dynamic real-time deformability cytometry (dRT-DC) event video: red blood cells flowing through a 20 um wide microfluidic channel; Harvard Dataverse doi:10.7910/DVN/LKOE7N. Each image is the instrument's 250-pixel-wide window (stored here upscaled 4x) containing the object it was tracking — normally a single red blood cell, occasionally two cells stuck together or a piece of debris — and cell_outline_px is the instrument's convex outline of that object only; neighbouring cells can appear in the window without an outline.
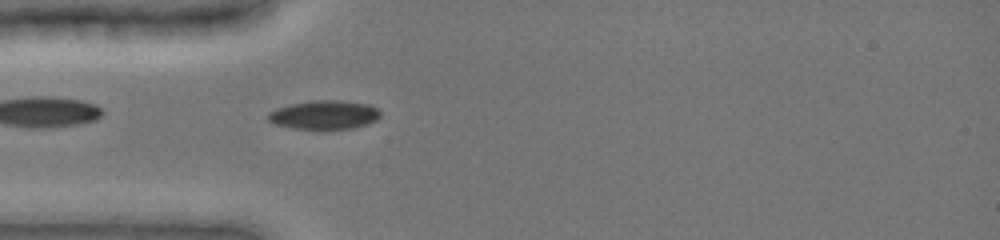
{"species": "common noctule bat (a hibernating species)", "species_latin": "Nyctalus noctula", "temperature_condition": "cold", "stored_images_in_passage": 38, "camera_frame_rate_fps": 3000, "um_per_image_px": 0.085, "animal": {"sex": "female", "body_mass_g": 19.0, "forearm_length_mm": 51.5}, "frame": {"image": 1, "passage_image": 4, "time_ms": 1.0, "image_size_px": [1000, 240], "cell_outline_px": [[380, 116], [376, 120], [368, 124], [352, 128], [328, 132], [320, 132], [292, 128], [276, 124], [268, 120], [264, 116], [268, 112], [276, 108], [292, 104], [312, 100], [340, 100], [368, 104], [376, 108], [380, 112]], "centroid_in_image_um": [27.53, 9.81], "position_along_channel_um": 57.5, "area_um2": 19.71}}
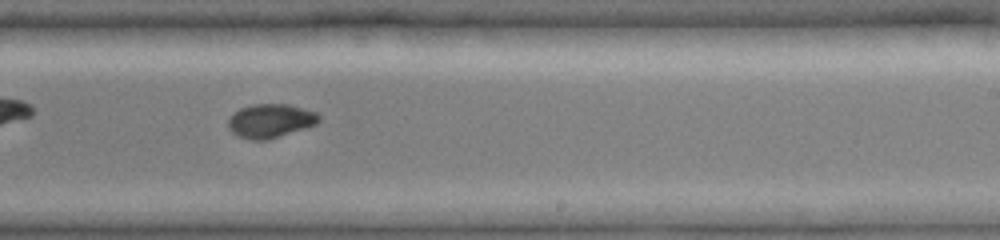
{"frame": {"image": 2, "passage_image": 20, "time_ms": 6.333, "image_size_px": [1000, 240], "cell_outline_px": [[320, 120], [316, 124], [268, 140], [252, 140], [240, 136], [232, 132], [228, 128], [228, 120], [240, 108], [252, 104], [288, 104], [316, 112], [320, 116]], "centroid_in_image_um": [22.99, 10.27], "position_along_channel_um": 266.0, "area_um2": 17.69}}
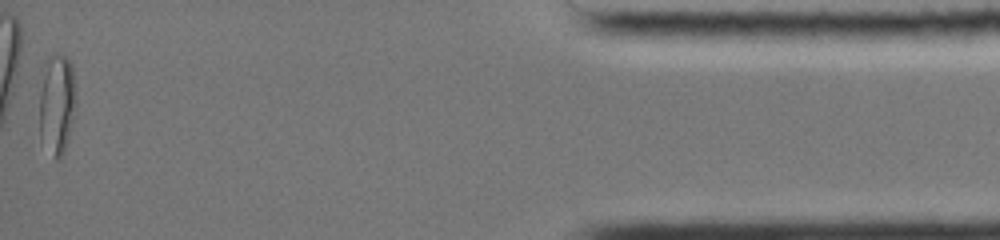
{"frame": {"image": 3, "passage_image": 38, "time_ms": 12.333, "image_size_px": [1000, 240], "cell_outline_px": [[76, 108], [68, 140], [64, 152], [60, 160], [56, 160], [40, 140], [40, 68], [44, 60], [52, 52], [56, 52], [64, 56], [72, 64], [76, 96]], "centroid_in_image_um": [4.82, 8.77], "position_along_channel_um": 430.4, "area_um2": 22.37}, "authors_computed_cell_mechanics": {"area_um2": 18.3515, "velocity_mm_per_s": 3.9456, "shape_relaxation_time_tau1_ms": null, "shape_relaxation_time_tau2_ms": 1.1836, "deformation_change_tau1": null, "deformation_change_tau2": 0.0328}}